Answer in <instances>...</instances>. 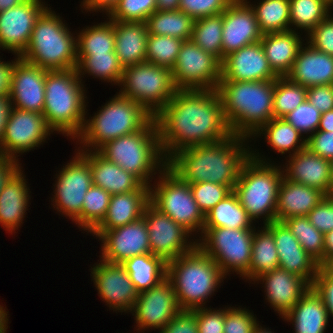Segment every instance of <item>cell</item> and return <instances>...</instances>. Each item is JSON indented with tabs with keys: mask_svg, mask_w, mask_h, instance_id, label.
I'll list each match as a JSON object with an SVG mask.
<instances>
[{
	"mask_svg": "<svg viewBox=\"0 0 333 333\" xmlns=\"http://www.w3.org/2000/svg\"><path fill=\"white\" fill-rule=\"evenodd\" d=\"M154 118L167 161L181 149L212 144L233 135L217 90L178 89Z\"/></svg>",
	"mask_w": 333,
	"mask_h": 333,
	"instance_id": "cell-1",
	"label": "cell"
},
{
	"mask_svg": "<svg viewBox=\"0 0 333 333\" xmlns=\"http://www.w3.org/2000/svg\"><path fill=\"white\" fill-rule=\"evenodd\" d=\"M248 140L233 134L223 141L190 146L174 154L167 165L188 184L212 182L233 191L242 165L251 156Z\"/></svg>",
	"mask_w": 333,
	"mask_h": 333,
	"instance_id": "cell-2",
	"label": "cell"
},
{
	"mask_svg": "<svg viewBox=\"0 0 333 333\" xmlns=\"http://www.w3.org/2000/svg\"><path fill=\"white\" fill-rule=\"evenodd\" d=\"M274 85L275 80L220 81L216 90L234 135L252 138L274 118Z\"/></svg>",
	"mask_w": 333,
	"mask_h": 333,
	"instance_id": "cell-3",
	"label": "cell"
},
{
	"mask_svg": "<svg viewBox=\"0 0 333 333\" xmlns=\"http://www.w3.org/2000/svg\"><path fill=\"white\" fill-rule=\"evenodd\" d=\"M84 85L77 69L46 72L43 116L54 132L75 140L81 133L87 113Z\"/></svg>",
	"mask_w": 333,
	"mask_h": 333,
	"instance_id": "cell-4",
	"label": "cell"
},
{
	"mask_svg": "<svg viewBox=\"0 0 333 333\" xmlns=\"http://www.w3.org/2000/svg\"><path fill=\"white\" fill-rule=\"evenodd\" d=\"M166 277L173 284L181 310L190 311L203 308L226 278L216 262L198 246L167 262Z\"/></svg>",
	"mask_w": 333,
	"mask_h": 333,
	"instance_id": "cell-5",
	"label": "cell"
},
{
	"mask_svg": "<svg viewBox=\"0 0 333 333\" xmlns=\"http://www.w3.org/2000/svg\"><path fill=\"white\" fill-rule=\"evenodd\" d=\"M271 162L251 149L233 190L248 216L253 221L262 218L264 225L275 221L278 190L284 177L282 166Z\"/></svg>",
	"mask_w": 333,
	"mask_h": 333,
	"instance_id": "cell-6",
	"label": "cell"
},
{
	"mask_svg": "<svg viewBox=\"0 0 333 333\" xmlns=\"http://www.w3.org/2000/svg\"><path fill=\"white\" fill-rule=\"evenodd\" d=\"M97 152L106 160L131 172L148 186L154 178L151 176L163 170L168 162L161 150L155 118L139 131L106 142Z\"/></svg>",
	"mask_w": 333,
	"mask_h": 333,
	"instance_id": "cell-7",
	"label": "cell"
},
{
	"mask_svg": "<svg viewBox=\"0 0 333 333\" xmlns=\"http://www.w3.org/2000/svg\"><path fill=\"white\" fill-rule=\"evenodd\" d=\"M47 7L35 21L29 45L20 56L48 71L77 68V36Z\"/></svg>",
	"mask_w": 333,
	"mask_h": 333,
	"instance_id": "cell-8",
	"label": "cell"
},
{
	"mask_svg": "<svg viewBox=\"0 0 333 333\" xmlns=\"http://www.w3.org/2000/svg\"><path fill=\"white\" fill-rule=\"evenodd\" d=\"M153 118L140 104L117 93L91 119L86 116L75 138L82 146L78 150L97 151L108 141L141 130Z\"/></svg>",
	"mask_w": 333,
	"mask_h": 333,
	"instance_id": "cell-9",
	"label": "cell"
},
{
	"mask_svg": "<svg viewBox=\"0 0 333 333\" xmlns=\"http://www.w3.org/2000/svg\"><path fill=\"white\" fill-rule=\"evenodd\" d=\"M118 86L120 95L131 98L153 117L178 90L171 69L147 61L124 67Z\"/></svg>",
	"mask_w": 333,
	"mask_h": 333,
	"instance_id": "cell-10",
	"label": "cell"
},
{
	"mask_svg": "<svg viewBox=\"0 0 333 333\" xmlns=\"http://www.w3.org/2000/svg\"><path fill=\"white\" fill-rule=\"evenodd\" d=\"M159 174L157 185L150 186V202L191 233L201 231L202 235L205 216L193 198L190 184L168 165Z\"/></svg>",
	"mask_w": 333,
	"mask_h": 333,
	"instance_id": "cell-11",
	"label": "cell"
},
{
	"mask_svg": "<svg viewBox=\"0 0 333 333\" xmlns=\"http://www.w3.org/2000/svg\"><path fill=\"white\" fill-rule=\"evenodd\" d=\"M255 226L252 229L203 228L197 246L227 276L235 272L243 277L249 272Z\"/></svg>",
	"mask_w": 333,
	"mask_h": 333,
	"instance_id": "cell-12",
	"label": "cell"
},
{
	"mask_svg": "<svg viewBox=\"0 0 333 333\" xmlns=\"http://www.w3.org/2000/svg\"><path fill=\"white\" fill-rule=\"evenodd\" d=\"M221 61L192 40L183 41L171 69L177 89L216 90L221 79Z\"/></svg>",
	"mask_w": 333,
	"mask_h": 333,
	"instance_id": "cell-13",
	"label": "cell"
},
{
	"mask_svg": "<svg viewBox=\"0 0 333 333\" xmlns=\"http://www.w3.org/2000/svg\"><path fill=\"white\" fill-rule=\"evenodd\" d=\"M53 207L71 218L81 229L84 196L92 185V172L88 161L77 151L76 155L56 174ZM62 212V213H61Z\"/></svg>",
	"mask_w": 333,
	"mask_h": 333,
	"instance_id": "cell-14",
	"label": "cell"
},
{
	"mask_svg": "<svg viewBox=\"0 0 333 333\" xmlns=\"http://www.w3.org/2000/svg\"><path fill=\"white\" fill-rule=\"evenodd\" d=\"M143 217L148 229L151 253L166 263L197 247V239L188 241L189 236L192 238L189 230L162 213L151 202L146 205Z\"/></svg>",
	"mask_w": 333,
	"mask_h": 333,
	"instance_id": "cell-15",
	"label": "cell"
},
{
	"mask_svg": "<svg viewBox=\"0 0 333 333\" xmlns=\"http://www.w3.org/2000/svg\"><path fill=\"white\" fill-rule=\"evenodd\" d=\"M53 131L47 126L42 113L11 107L3 138L0 155L19 161L20 153L31 151L45 143ZM19 154V155H17Z\"/></svg>",
	"mask_w": 333,
	"mask_h": 333,
	"instance_id": "cell-16",
	"label": "cell"
},
{
	"mask_svg": "<svg viewBox=\"0 0 333 333\" xmlns=\"http://www.w3.org/2000/svg\"><path fill=\"white\" fill-rule=\"evenodd\" d=\"M180 311L173 284L166 277L156 286L138 294L131 313L139 332L149 328L160 331Z\"/></svg>",
	"mask_w": 333,
	"mask_h": 333,
	"instance_id": "cell-17",
	"label": "cell"
},
{
	"mask_svg": "<svg viewBox=\"0 0 333 333\" xmlns=\"http://www.w3.org/2000/svg\"><path fill=\"white\" fill-rule=\"evenodd\" d=\"M90 270L98 294L110 310L131 313L139 293L123 265L100 259Z\"/></svg>",
	"mask_w": 333,
	"mask_h": 333,
	"instance_id": "cell-18",
	"label": "cell"
},
{
	"mask_svg": "<svg viewBox=\"0 0 333 333\" xmlns=\"http://www.w3.org/2000/svg\"><path fill=\"white\" fill-rule=\"evenodd\" d=\"M41 0H26L0 12V49L20 57L29 45L35 21L47 8Z\"/></svg>",
	"mask_w": 333,
	"mask_h": 333,
	"instance_id": "cell-19",
	"label": "cell"
},
{
	"mask_svg": "<svg viewBox=\"0 0 333 333\" xmlns=\"http://www.w3.org/2000/svg\"><path fill=\"white\" fill-rule=\"evenodd\" d=\"M47 71L16 56L12 67L9 92L11 107L42 113L45 104Z\"/></svg>",
	"mask_w": 333,
	"mask_h": 333,
	"instance_id": "cell-20",
	"label": "cell"
},
{
	"mask_svg": "<svg viewBox=\"0 0 333 333\" xmlns=\"http://www.w3.org/2000/svg\"><path fill=\"white\" fill-rule=\"evenodd\" d=\"M101 259L112 263H123L136 255L151 253L145 219H140L112 230L100 237Z\"/></svg>",
	"mask_w": 333,
	"mask_h": 333,
	"instance_id": "cell-21",
	"label": "cell"
},
{
	"mask_svg": "<svg viewBox=\"0 0 333 333\" xmlns=\"http://www.w3.org/2000/svg\"><path fill=\"white\" fill-rule=\"evenodd\" d=\"M262 35L251 6L245 0H234L223 11V60L231 52L260 42Z\"/></svg>",
	"mask_w": 333,
	"mask_h": 333,
	"instance_id": "cell-22",
	"label": "cell"
},
{
	"mask_svg": "<svg viewBox=\"0 0 333 333\" xmlns=\"http://www.w3.org/2000/svg\"><path fill=\"white\" fill-rule=\"evenodd\" d=\"M260 42L231 52L221 63L220 81L276 80Z\"/></svg>",
	"mask_w": 333,
	"mask_h": 333,
	"instance_id": "cell-23",
	"label": "cell"
},
{
	"mask_svg": "<svg viewBox=\"0 0 333 333\" xmlns=\"http://www.w3.org/2000/svg\"><path fill=\"white\" fill-rule=\"evenodd\" d=\"M272 232L279 257V268L305 279L311 286L317 275L319 264L309 255L284 222L265 224Z\"/></svg>",
	"mask_w": 333,
	"mask_h": 333,
	"instance_id": "cell-24",
	"label": "cell"
},
{
	"mask_svg": "<svg viewBox=\"0 0 333 333\" xmlns=\"http://www.w3.org/2000/svg\"><path fill=\"white\" fill-rule=\"evenodd\" d=\"M255 281H258L257 284L259 281L264 283L267 302L282 317L311 287L305 279L279 267L262 274Z\"/></svg>",
	"mask_w": 333,
	"mask_h": 333,
	"instance_id": "cell-25",
	"label": "cell"
},
{
	"mask_svg": "<svg viewBox=\"0 0 333 333\" xmlns=\"http://www.w3.org/2000/svg\"><path fill=\"white\" fill-rule=\"evenodd\" d=\"M288 157V163H285L287 165H283L284 177L286 179L308 187L317 188L326 196H331L329 159L322 158L307 148Z\"/></svg>",
	"mask_w": 333,
	"mask_h": 333,
	"instance_id": "cell-26",
	"label": "cell"
},
{
	"mask_svg": "<svg viewBox=\"0 0 333 333\" xmlns=\"http://www.w3.org/2000/svg\"><path fill=\"white\" fill-rule=\"evenodd\" d=\"M89 163L92 184L106 190L111 195L130 193L136 190H150L138 177L119 165L106 160L97 151L77 150Z\"/></svg>",
	"mask_w": 333,
	"mask_h": 333,
	"instance_id": "cell-27",
	"label": "cell"
},
{
	"mask_svg": "<svg viewBox=\"0 0 333 333\" xmlns=\"http://www.w3.org/2000/svg\"><path fill=\"white\" fill-rule=\"evenodd\" d=\"M304 45L299 48L291 71L286 77L306 88L333 85V56L314 49L307 42Z\"/></svg>",
	"mask_w": 333,
	"mask_h": 333,
	"instance_id": "cell-28",
	"label": "cell"
},
{
	"mask_svg": "<svg viewBox=\"0 0 333 333\" xmlns=\"http://www.w3.org/2000/svg\"><path fill=\"white\" fill-rule=\"evenodd\" d=\"M150 190L113 194L103 221L90 233L99 238L105 231L130 224L143 216Z\"/></svg>",
	"mask_w": 333,
	"mask_h": 333,
	"instance_id": "cell-29",
	"label": "cell"
},
{
	"mask_svg": "<svg viewBox=\"0 0 333 333\" xmlns=\"http://www.w3.org/2000/svg\"><path fill=\"white\" fill-rule=\"evenodd\" d=\"M325 196L317 188L283 177L278 190L275 221L283 222L290 217L307 216Z\"/></svg>",
	"mask_w": 333,
	"mask_h": 333,
	"instance_id": "cell-30",
	"label": "cell"
},
{
	"mask_svg": "<svg viewBox=\"0 0 333 333\" xmlns=\"http://www.w3.org/2000/svg\"><path fill=\"white\" fill-rule=\"evenodd\" d=\"M26 183L20 168L0 191V224L11 234L21 226L29 207L30 189Z\"/></svg>",
	"mask_w": 333,
	"mask_h": 333,
	"instance_id": "cell-31",
	"label": "cell"
},
{
	"mask_svg": "<svg viewBox=\"0 0 333 333\" xmlns=\"http://www.w3.org/2000/svg\"><path fill=\"white\" fill-rule=\"evenodd\" d=\"M281 318L292 323L295 333H324L329 322L322 297L312 286Z\"/></svg>",
	"mask_w": 333,
	"mask_h": 333,
	"instance_id": "cell-32",
	"label": "cell"
},
{
	"mask_svg": "<svg viewBox=\"0 0 333 333\" xmlns=\"http://www.w3.org/2000/svg\"><path fill=\"white\" fill-rule=\"evenodd\" d=\"M298 34V31L289 30L262 35L260 43L265 56L279 77H285L291 71L298 50L304 44Z\"/></svg>",
	"mask_w": 333,
	"mask_h": 333,
	"instance_id": "cell-33",
	"label": "cell"
},
{
	"mask_svg": "<svg viewBox=\"0 0 333 333\" xmlns=\"http://www.w3.org/2000/svg\"><path fill=\"white\" fill-rule=\"evenodd\" d=\"M115 53L124 67L146 62V22L114 21Z\"/></svg>",
	"mask_w": 333,
	"mask_h": 333,
	"instance_id": "cell-34",
	"label": "cell"
},
{
	"mask_svg": "<svg viewBox=\"0 0 333 333\" xmlns=\"http://www.w3.org/2000/svg\"><path fill=\"white\" fill-rule=\"evenodd\" d=\"M121 264L138 293L156 286L167 276V263L152 253L136 255Z\"/></svg>",
	"mask_w": 333,
	"mask_h": 333,
	"instance_id": "cell-35",
	"label": "cell"
},
{
	"mask_svg": "<svg viewBox=\"0 0 333 333\" xmlns=\"http://www.w3.org/2000/svg\"><path fill=\"white\" fill-rule=\"evenodd\" d=\"M252 225L253 220L232 191L205 215L203 228L252 229Z\"/></svg>",
	"mask_w": 333,
	"mask_h": 333,
	"instance_id": "cell-36",
	"label": "cell"
},
{
	"mask_svg": "<svg viewBox=\"0 0 333 333\" xmlns=\"http://www.w3.org/2000/svg\"><path fill=\"white\" fill-rule=\"evenodd\" d=\"M261 134L262 136L264 135L270 147L282 155L287 152L290 153L289 155H293L306 148V137L297 131L284 118L271 119L252 137L256 139L255 136L259 137Z\"/></svg>",
	"mask_w": 333,
	"mask_h": 333,
	"instance_id": "cell-37",
	"label": "cell"
},
{
	"mask_svg": "<svg viewBox=\"0 0 333 333\" xmlns=\"http://www.w3.org/2000/svg\"><path fill=\"white\" fill-rule=\"evenodd\" d=\"M279 267V257L272 232L264 225L261 230H254L251 263L249 272L243 277L253 281L264 273Z\"/></svg>",
	"mask_w": 333,
	"mask_h": 333,
	"instance_id": "cell-38",
	"label": "cell"
},
{
	"mask_svg": "<svg viewBox=\"0 0 333 333\" xmlns=\"http://www.w3.org/2000/svg\"><path fill=\"white\" fill-rule=\"evenodd\" d=\"M79 34V35H78ZM77 34V62L85 56L115 53L114 21L108 20L87 26Z\"/></svg>",
	"mask_w": 333,
	"mask_h": 333,
	"instance_id": "cell-39",
	"label": "cell"
},
{
	"mask_svg": "<svg viewBox=\"0 0 333 333\" xmlns=\"http://www.w3.org/2000/svg\"><path fill=\"white\" fill-rule=\"evenodd\" d=\"M195 20L180 10L155 11L146 20L149 34L191 40Z\"/></svg>",
	"mask_w": 333,
	"mask_h": 333,
	"instance_id": "cell-40",
	"label": "cell"
},
{
	"mask_svg": "<svg viewBox=\"0 0 333 333\" xmlns=\"http://www.w3.org/2000/svg\"><path fill=\"white\" fill-rule=\"evenodd\" d=\"M245 1L253 9L262 34L290 30L289 0H261L258 5Z\"/></svg>",
	"mask_w": 333,
	"mask_h": 333,
	"instance_id": "cell-41",
	"label": "cell"
},
{
	"mask_svg": "<svg viewBox=\"0 0 333 333\" xmlns=\"http://www.w3.org/2000/svg\"><path fill=\"white\" fill-rule=\"evenodd\" d=\"M333 9L324 0H289L290 30L292 26L306 31L308 35Z\"/></svg>",
	"mask_w": 333,
	"mask_h": 333,
	"instance_id": "cell-42",
	"label": "cell"
},
{
	"mask_svg": "<svg viewBox=\"0 0 333 333\" xmlns=\"http://www.w3.org/2000/svg\"><path fill=\"white\" fill-rule=\"evenodd\" d=\"M223 13L195 20L191 40L205 52L211 53L221 62Z\"/></svg>",
	"mask_w": 333,
	"mask_h": 333,
	"instance_id": "cell-43",
	"label": "cell"
},
{
	"mask_svg": "<svg viewBox=\"0 0 333 333\" xmlns=\"http://www.w3.org/2000/svg\"><path fill=\"white\" fill-rule=\"evenodd\" d=\"M304 250L324 267V234L317 230L307 216L290 217L283 221Z\"/></svg>",
	"mask_w": 333,
	"mask_h": 333,
	"instance_id": "cell-44",
	"label": "cell"
},
{
	"mask_svg": "<svg viewBox=\"0 0 333 333\" xmlns=\"http://www.w3.org/2000/svg\"><path fill=\"white\" fill-rule=\"evenodd\" d=\"M76 69L80 78L88 73L93 78L119 85L124 68L116 54H94V56H85L77 64Z\"/></svg>",
	"mask_w": 333,
	"mask_h": 333,
	"instance_id": "cell-45",
	"label": "cell"
},
{
	"mask_svg": "<svg viewBox=\"0 0 333 333\" xmlns=\"http://www.w3.org/2000/svg\"><path fill=\"white\" fill-rule=\"evenodd\" d=\"M307 97V88L291 82L286 76L275 80L273 93V116L284 118Z\"/></svg>",
	"mask_w": 333,
	"mask_h": 333,
	"instance_id": "cell-46",
	"label": "cell"
},
{
	"mask_svg": "<svg viewBox=\"0 0 333 333\" xmlns=\"http://www.w3.org/2000/svg\"><path fill=\"white\" fill-rule=\"evenodd\" d=\"M111 194L101 187L91 185L84 196L81 212V228L91 233L105 218ZM87 230V231H86Z\"/></svg>",
	"mask_w": 333,
	"mask_h": 333,
	"instance_id": "cell-47",
	"label": "cell"
},
{
	"mask_svg": "<svg viewBox=\"0 0 333 333\" xmlns=\"http://www.w3.org/2000/svg\"><path fill=\"white\" fill-rule=\"evenodd\" d=\"M182 39L149 34L146 46V61L172 69L175 65Z\"/></svg>",
	"mask_w": 333,
	"mask_h": 333,
	"instance_id": "cell-48",
	"label": "cell"
},
{
	"mask_svg": "<svg viewBox=\"0 0 333 333\" xmlns=\"http://www.w3.org/2000/svg\"><path fill=\"white\" fill-rule=\"evenodd\" d=\"M156 11V0H120L107 19L123 22H146Z\"/></svg>",
	"mask_w": 333,
	"mask_h": 333,
	"instance_id": "cell-49",
	"label": "cell"
},
{
	"mask_svg": "<svg viewBox=\"0 0 333 333\" xmlns=\"http://www.w3.org/2000/svg\"><path fill=\"white\" fill-rule=\"evenodd\" d=\"M193 198L204 216L232 190L225 185L212 182H199L190 184Z\"/></svg>",
	"mask_w": 333,
	"mask_h": 333,
	"instance_id": "cell-50",
	"label": "cell"
},
{
	"mask_svg": "<svg viewBox=\"0 0 333 333\" xmlns=\"http://www.w3.org/2000/svg\"><path fill=\"white\" fill-rule=\"evenodd\" d=\"M320 118L321 112L307 99L284 117L303 136L309 133L311 136L317 131Z\"/></svg>",
	"mask_w": 333,
	"mask_h": 333,
	"instance_id": "cell-51",
	"label": "cell"
},
{
	"mask_svg": "<svg viewBox=\"0 0 333 333\" xmlns=\"http://www.w3.org/2000/svg\"><path fill=\"white\" fill-rule=\"evenodd\" d=\"M234 0H180L179 10L194 20L222 14Z\"/></svg>",
	"mask_w": 333,
	"mask_h": 333,
	"instance_id": "cell-52",
	"label": "cell"
},
{
	"mask_svg": "<svg viewBox=\"0 0 333 333\" xmlns=\"http://www.w3.org/2000/svg\"><path fill=\"white\" fill-rule=\"evenodd\" d=\"M246 308L225 307V321L223 333H252L259 321Z\"/></svg>",
	"mask_w": 333,
	"mask_h": 333,
	"instance_id": "cell-53",
	"label": "cell"
},
{
	"mask_svg": "<svg viewBox=\"0 0 333 333\" xmlns=\"http://www.w3.org/2000/svg\"><path fill=\"white\" fill-rule=\"evenodd\" d=\"M305 39L314 49L333 56V17L322 20ZM309 40V41H308Z\"/></svg>",
	"mask_w": 333,
	"mask_h": 333,
	"instance_id": "cell-54",
	"label": "cell"
},
{
	"mask_svg": "<svg viewBox=\"0 0 333 333\" xmlns=\"http://www.w3.org/2000/svg\"><path fill=\"white\" fill-rule=\"evenodd\" d=\"M311 224L323 234L333 230V195L325 196L307 215Z\"/></svg>",
	"mask_w": 333,
	"mask_h": 333,
	"instance_id": "cell-55",
	"label": "cell"
},
{
	"mask_svg": "<svg viewBox=\"0 0 333 333\" xmlns=\"http://www.w3.org/2000/svg\"><path fill=\"white\" fill-rule=\"evenodd\" d=\"M225 321V308L219 310L211 308L197 309L198 333H223Z\"/></svg>",
	"mask_w": 333,
	"mask_h": 333,
	"instance_id": "cell-56",
	"label": "cell"
},
{
	"mask_svg": "<svg viewBox=\"0 0 333 333\" xmlns=\"http://www.w3.org/2000/svg\"><path fill=\"white\" fill-rule=\"evenodd\" d=\"M159 333H198L197 309L181 310Z\"/></svg>",
	"mask_w": 333,
	"mask_h": 333,
	"instance_id": "cell-57",
	"label": "cell"
},
{
	"mask_svg": "<svg viewBox=\"0 0 333 333\" xmlns=\"http://www.w3.org/2000/svg\"><path fill=\"white\" fill-rule=\"evenodd\" d=\"M306 148L326 159H333V132L317 130L306 137Z\"/></svg>",
	"mask_w": 333,
	"mask_h": 333,
	"instance_id": "cell-58",
	"label": "cell"
},
{
	"mask_svg": "<svg viewBox=\"0 0 333 333\" xmlns=\"http://www.w3.org/2000/svg\"><path fill=\"white\" fill-rule=\"evenodd\" d=\"M312 287L322 297L329 317H333V275L324 267H319Z\"/></svg>",
	"mask_w": 333,
	"mask_h": 333,
	"instance_id": "cell-59",
	"label": "cell"
},
{
	"mask_svg": "<svg viewBox=\"0 0 333 333\" xmlns=\"http://www.w3.org/2000/svg\"><path fill=\"white\" fill-rule=\"evenodd\" d=\"M306 99L321 113L333 110V85L308 87Z\"/></svg>",
	"mask_w": 333,
	"mask_h": 333,
	"instance_id": "cell-60",
	"label": "cell"
},
{
	"mask_svg": "<svg viewBox=\"0 0 333 333\" xmlns=\"http://www.w3.org/2000/svg\"><path fill=\"white\" fill-rule=\"evenodd\" d=\"M17 160L0 155V191L8 180L22 167Z\"/></svg>",
	"mask_w": 333,
	"mask_h": 333,
	"instance_id": "cell-61",
	"label": "cell"
},
{
	"mask_svg": "<svg viewBox=\"0 0 333 333\" xmlns=\"http://www.w3.org/2000/svg\"><path fill=\"white\" fill-rule=\"evenodd\" d=\"M120 0H83L81 2L83 10L101 12V10L108 16L113 9L118 5Z\"/></svg>",
	"mask_w": 333,
	"mask_h": 333,
	"instance_id": "cell-62",
	"label": "cell"
},
{
	"mask_svg": "<svg viewBox=\"0 0 333 333\" xmlns=\"http://www.w3.org/2000/svg\"><path fill=\"white\" fill-rule=\"evenodd\" d=\"M13 60L4 62L0 59V95L9 96Z\"/></svg>",
	"mask_w": 333,
	"mask_h": 333,
	"instance_id": "cell-63",
	"label": "cell"
},
{
	"mask_svg": "<svg viewBox=\"0 0 333 333\" xmlns=\"http://www.w3.org/2000/svg\"><path fill=\"white\" fill-rule=\"evenodd\" d=\"M11 110V102L9 96L0 95V141L3 138L5 125Z\"/></svg>",
	"mask_w": 333,
	"mask_h": 333,
	"instance_id": "cell-64",
	"label": "cell"
},
{
	"mask_svg": "<svg viewBox=\"0 0 333 333\" xmlns=\"http://www.w3.org/2000/svg\"><path fill=\"white\" fill-rule=\"evenodd\" d=\"M333 259V230L324 234V266Z\"/></svg>",
	"mask_w": 333,
	"mask_h": 333,
	"instance_id": "cell-65",
	"label": "cell"
},
{
	"mask_svg": "<svg viewBox=\"0 0 333 333\" xmlns=\"http://www.w3.org/2000/svg\"><path fill=\"white\" fill-rule=\"evenodd\" d=\"M317 130L333 132V110L321 113L320 123Z\"/></svg>",
	"mask_w": 333,
	"mask_h": 333,
	"instance_id": "cell-66",
	"label": "cell"
},
{
	"mask_svg": "<svg viewBox=\"0 0 333 333\" xmlns=\"http://www.w3.org/2000/svg\"><path fill=\"white\" fill-rule=\"evenodd\" d=\"M180 0H156V11L179 10Z\"/></svg>",
	"mask_w": 333,
	"mask_h": 333,
	"instance_id": "cell-67",
	"label": "cell"
},
{
	"mask_svg": "<svg viewBox=\"0 0 333 333\" xmlns=\"http://www.w3.org/2000/svg\"><path fill=\"white\" fill-rule=\"evenodd\" d=\"M26 0H0V12L18 6Z\"/></svg>",
	"mask_w": 333,
	"mask_h": 333,
	"instance_id": "cell-68",
	"label": "cell"
},
{
	"mask_svg": "<svg viewBox=\"0 0 333 333\" xmlns=\"http://www.w3.org/2000/svg\"><path fill=\"white\" fill-rule=\"evenodd\" d=\"M252 333H274V332L271 331V329L269 330V328L268 329L265 327L263 328L261 325H259V323H257Z\"/></svg>",
	"mask_w": 333,
	"mask_h": 333,
	"instance_id": "cell-69",
	"label": "cell"
},
{
	"mask_svg": "<svg viewBox=\"0 0 333 333\" xmlns=\"http://www.w3.org/2000/svg\"><path fill=\"white\" fill-rule=\"evenodd\" d=\"M324 268L333 275V259L331 261H329Z\"/></svg>",
	"mask_w": 333,
	"mask_h": 333,
	"instance_id": "cell-70",
	"label": "cell"
},
{
	"mask_svg": "<svg viewBox=\"0 0 333 333\" xmlns=\"http://www.w3.org/2000/svg\"><path fill=\"white\" fill-rule=\"evenodd\" d=\"M330 171H331V195H333V159L330 160Z\"/></svg>",
	"mask_w": 333,
	"mask_h": 333,
	"instance_id": "cell-71",
	"label": "cell"
},
{
	"mask_svg": "<svg viewBox=\"0 0 333 333\" xmlns=\"http://www.w3.org/2000/svg\"><path fill=\"white\" fill-rule=\"evenodd\" d=\"M326 1L331 7L333 6V0H324Z\"/></svg>",
	"mask_w": 333,
	"mask_h": 333,
	"instance_id": "cell-72",
	"label": "cell"
}]
</instances>
